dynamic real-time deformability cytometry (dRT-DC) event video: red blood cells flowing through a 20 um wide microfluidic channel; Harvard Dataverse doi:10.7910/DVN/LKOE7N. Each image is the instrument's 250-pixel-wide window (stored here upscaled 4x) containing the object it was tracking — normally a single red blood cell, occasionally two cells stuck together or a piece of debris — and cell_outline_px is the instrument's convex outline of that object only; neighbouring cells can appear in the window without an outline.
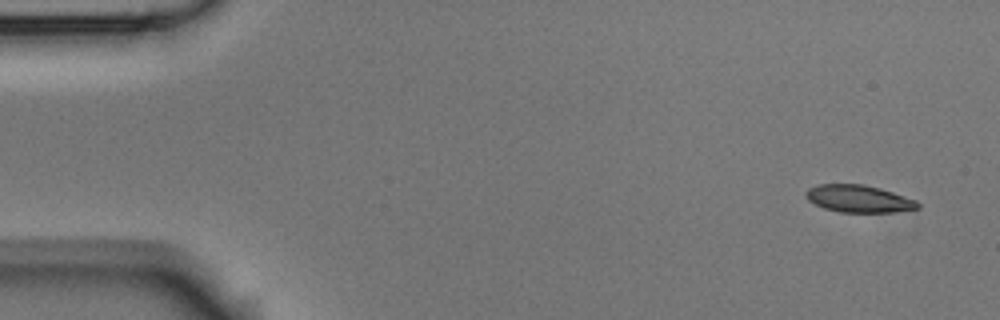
{"species": "Egyptian fruit bat (a non-hibernating species)", "species_latin": "Rousettus aegyptiacus", "temperature_condition": "room temperature", "stored_images_in_passage": 5, "segment_of_instrument_passage": [1, 2], "camera_frame_rate_fps": 3000, "um_per_image_px": 0.085, "animal": {"sex": "male"}, "frame": {"image": 1, "passage_image": 1, "time_ms": 0.0, "image_size_px": [1000, 320], "cell_outline_px": [[920, 208], [896, 212], [840, 212], [824, 208], [808, 200], [804, 196], [804, 192], [808, 188], [816, 184], [864, 184], [880, 188], [916, 200], [920, 204]], "centroid_in_image_um": [72.97, 16.89], "position_along_channel_um": 12.0, "area_um2": 17.92}}
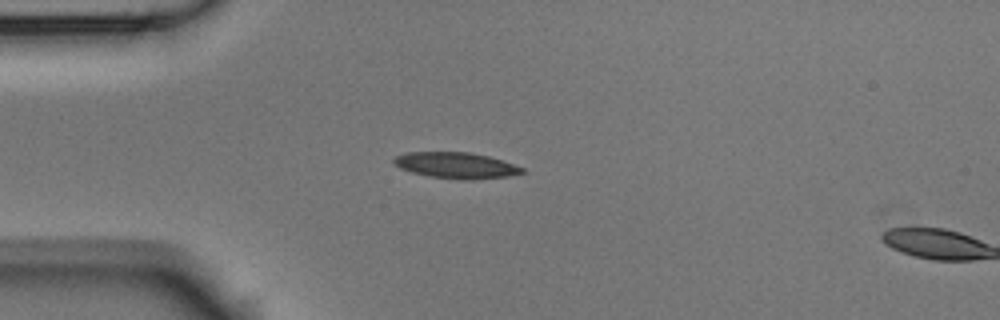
{"frame": {"image": 2, "passage_image": 4, "time_ms": 1.0, "image_size_px": [1000, 320], "cell_outline_px": [[524, 172], [508, 176], [472, 180], [460, 180], [428, 176], [412, 172], [400, 168], [392, 164], [392, 160], [396, 156], [404, 152], [468, 152], [488, 156], [524, 168]], "centroid_in_image_um": [38.7, 14.06], "position_along_channel_um": 46.3, "area_um2": 19.48}}